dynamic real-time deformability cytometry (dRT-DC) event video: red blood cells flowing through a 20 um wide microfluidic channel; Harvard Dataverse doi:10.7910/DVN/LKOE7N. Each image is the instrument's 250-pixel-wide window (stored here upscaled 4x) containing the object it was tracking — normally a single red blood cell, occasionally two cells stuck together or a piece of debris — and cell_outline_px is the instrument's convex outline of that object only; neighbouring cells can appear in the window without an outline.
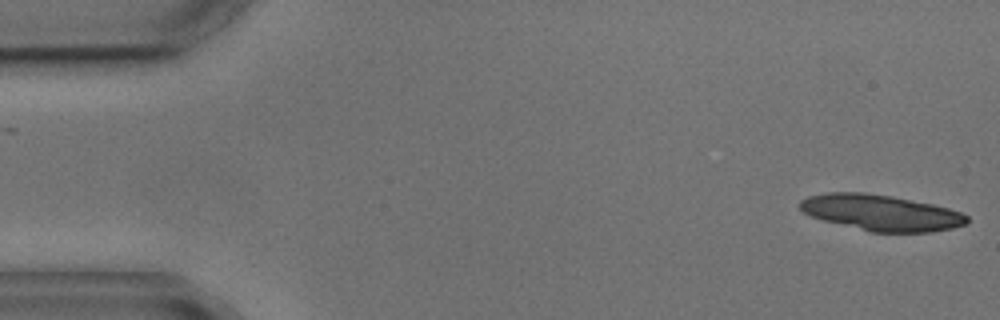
{"species": "common noctule bat (a hibernating species)", "species_latin": "Nyctalus noctula", "temperature_condition": "cold", "stored_images_in_passage": 5, "camera_frame_rate_fps": 3000, "um_per_image_px": 0.085, "animal": {"sex": "male", "body_mass_g": 17.9, "forearm_length_mm": 54.2}, "frame": {"image": 1, "passage_image": 1, "time_ms": 0.0, "image_size_px": [1000, 320], "cell_outline_px": [[968, 224], [952, 228], [932, 232], [872, 232], [824, 220], [812, 216], [804, 212], [800, 208], [800, 200], [808, 196], [828, 192], [864, 192], [892, 196], [932, 204], [948, 208], [960, 212], [968, 216]], "centroid_in_image_um": [74.91, 18.07], "position_along_channel_um": 10.1, "area_um2": 34.8}}